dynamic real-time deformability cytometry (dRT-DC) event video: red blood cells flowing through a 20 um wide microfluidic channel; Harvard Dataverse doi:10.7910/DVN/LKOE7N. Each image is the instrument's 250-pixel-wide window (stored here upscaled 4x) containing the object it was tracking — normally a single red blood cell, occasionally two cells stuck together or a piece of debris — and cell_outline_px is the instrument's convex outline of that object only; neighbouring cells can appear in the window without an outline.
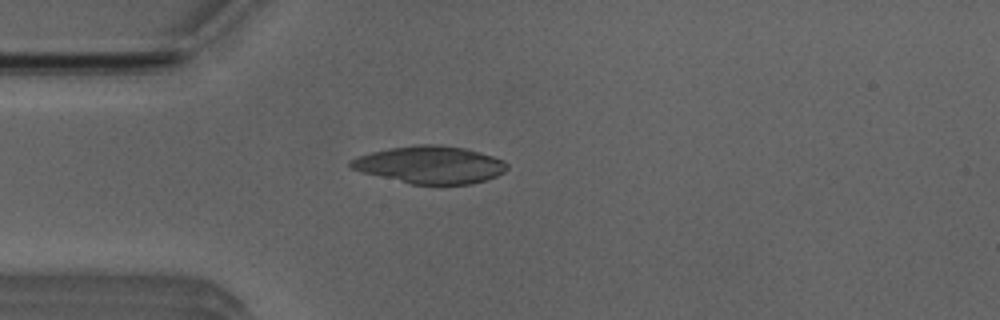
{"species": "Egyptian fruit bat (a non-hibernating species)", "species_latin": "Rousettus aegyptiacus", "temperature_condition": "room temperature", "stored_images_in_passage": 31, "camera_frame_rate_fps": 3000, "um_per_image_px": 0.085, "animal": {"sex": "male"}, "frame": {"image": 1, "passage_image": 1, "time_ms": 0.0, "image_size_px": [1000, 320], "cell_outline_px": [[508, 168], [504, 172], [488, 180], [472, 184], [440, 188], [412, 184], [360, 172], [348, 168], [348, 164], [352, 160], [360, 156], [372, 152], [392, 148], [420, 144], [440, 144], [464, 148], [480, 152], [504, 160], [508, 164]], "centroid_in_image_um": [36.61, 14.05], "position_along_channel_um": 48.4, "area_um2": 34.97}}
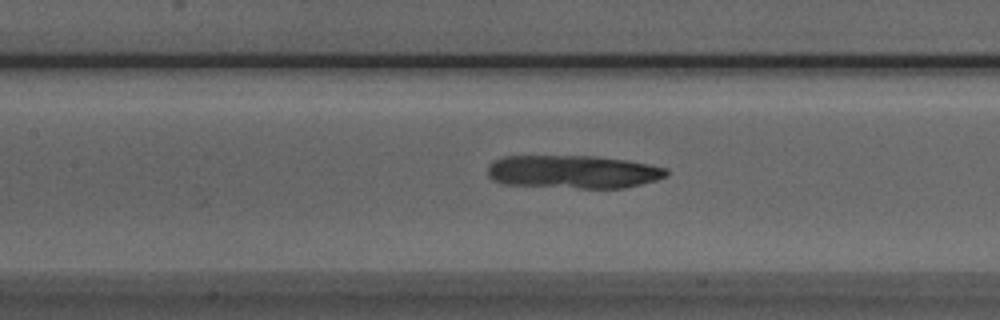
{"frame": {"image": 2, "passage_image": 10, "time_ms": 3.0, "image_size_px": [1000, 320], "cell_outline_px": [[668, 176], [656, 180], [624, 188], [580, 188], [504, 184], [492, 180], [488, 176], [488, 164], [504, 156], [596, 156], [628, 160], [668, 168]], "centroid_in_image_um": [48.73, 14.6], "position_along_channel_um": 158.7, "area_um2": 34.68}}
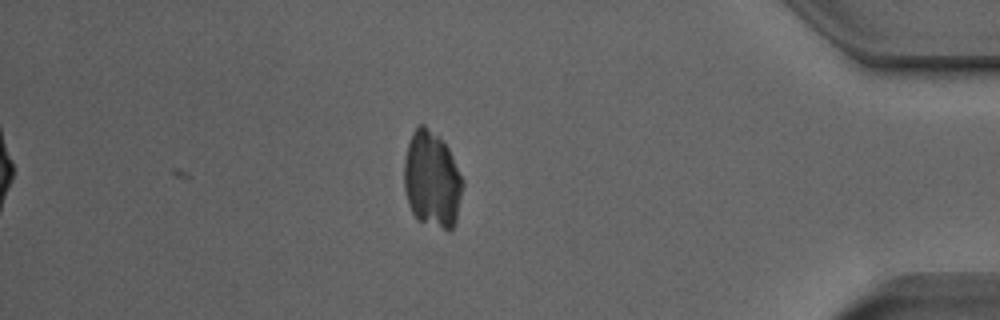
{"frame": {"image": 3, "passage_image": 31, "time_ms": 10.0, "image_size_px": [1000, 320], "cell_outline_px": [[464, 184], [456, 220], [452, 228], [448, 232], [416, 220], [408, 204], [404, 188], [404, 160], [408, 144], [412, 132], [416, 124], [424, 124], [448, 148], [464, 180]], "centroid_in_image_um": [36.71, 15.31], "position_along_channel_um": 398.5, "area_um2": 33.18}}